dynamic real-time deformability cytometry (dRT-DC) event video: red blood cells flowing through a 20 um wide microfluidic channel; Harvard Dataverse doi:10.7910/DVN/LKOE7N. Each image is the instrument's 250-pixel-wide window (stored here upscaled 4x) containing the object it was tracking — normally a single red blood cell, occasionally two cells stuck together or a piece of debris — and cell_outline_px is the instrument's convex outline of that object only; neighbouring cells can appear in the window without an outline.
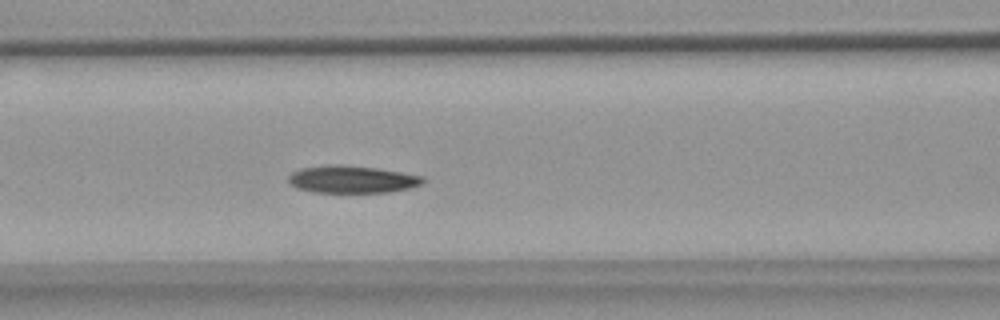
{"species": "common noctule bat (a hibernating species)", "species_latin": "Nyctalus noctula", "temperature_condition": "warm", "stored_images_in_passage": 42, "camera_frame_rate_fps": 3000, "um_per_image_px": 0.085, "animal": {"sex": "female", "body_mass_g": 18.4}, "frame": {"image": 1, "passage_image": 10, "time_ms": 3.0, "image_size_px": [1000, 320], "cell_outline_px": [[424, 180], [420, 184], [408, 188], [388, 192], [316, 192], [296, 188], [288, 184], [288, 176], [292, 172], [300, 168], [328, 164], [344, 164], [376, 168], [424, 176]], "centroid_in_image_um": [29.85, 15.23], "position_along_channel_um": 136.7, "area_um2": 21.5}}
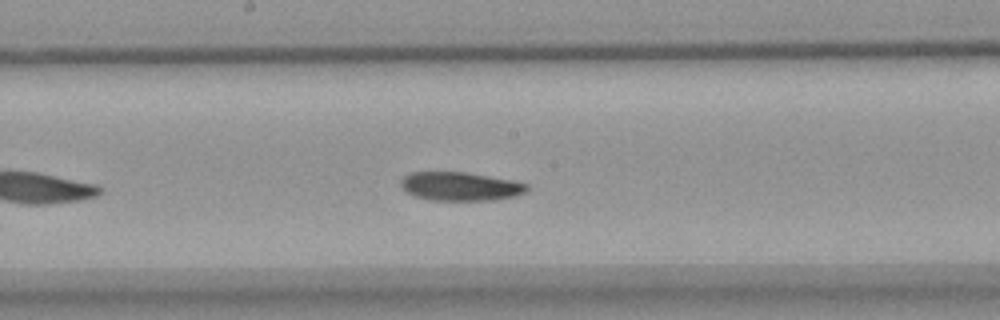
{"frame": {"image": 2, "passage_image": 16, "time_ms": 5.0, "image_size_px": [1000, 320], "cell_outline_px": [[528, 188], [524, 192], [516, 196], [496, 200], [432, 200], [416, 196], [408, 192], [400, 184], [400, 180], [404, 176], [412, 172], [464, 172], [512, 180], [528, 184]], "centroid_in_image_um": [39.14, 15.84], "position_along_channel_um": 209.1, "area_um2": 20.87}}
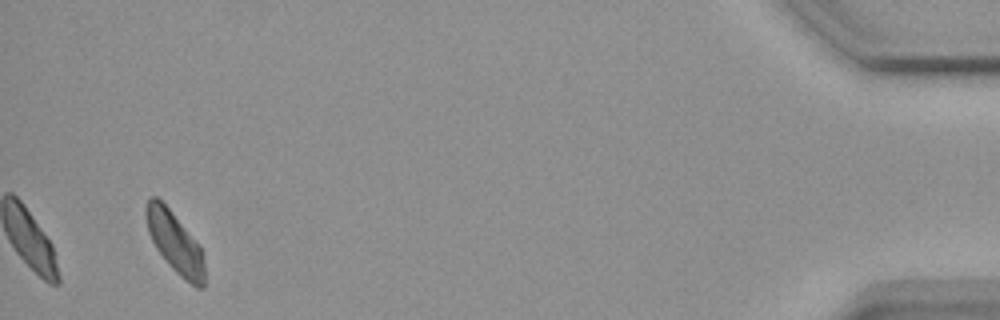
{"frame": {"image": 3, "passage_image": 40, "time_ms": 13.0, "image_size_px": [1000, 320], "cell_outline_px": [[204, 288], [196, 288], [184, 280], [172, 268], [156, 248], [148, 232], [144, 216], [144, 208], [148, 200], [152, 196], [156, 196], [168, 208], [200, 244], [204, 260]], "centroid_in_image_um": [14.87, 20.62], "position_along_channel_um": 420.3, "area_um2": 20.87}, "authors_computed_cell_mechanics": {"area_um2": 21.3571, "velocity_mm_per_s": 3.6439, "shape_relaxation_time_tau1_ms": 3.3385, "shape_relaxation_time_tau2_ms": null, "deformation_change_tau1": 0.1252, "deformation_change_tau2": null}}